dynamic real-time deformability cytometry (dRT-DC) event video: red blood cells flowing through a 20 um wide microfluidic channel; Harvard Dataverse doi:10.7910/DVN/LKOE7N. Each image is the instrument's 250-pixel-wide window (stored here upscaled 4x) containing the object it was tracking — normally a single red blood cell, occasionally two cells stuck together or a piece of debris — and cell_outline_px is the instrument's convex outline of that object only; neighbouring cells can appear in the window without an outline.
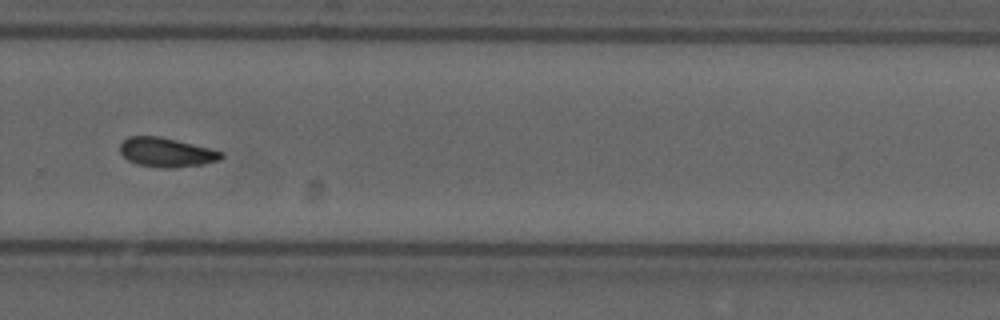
{"species": "common noctule bat (a hibernating species)", "species_latin": "Nyctalus noctula", "temperature_condition": "cold", "stored_images_in_passage": 41, "camera_frame_rate_fps": 3000, "um_per_image_px": 0.085, "animal": {"sex": "male", "forearm_length_mm": 52.5}, "frame": {"image": 1, "passage_image": 24, "time_ms": 7.667, "image_size_px": [1000, 320], "cell_outline_px": [[224, 156], [220, 160], [204, 164], [172, 168], [164, 168], [136, 164], [128, 160], [120, 152], [120, 144], [128, 136], [160, 136], [212, 148], [224, 152]], "centroid_in_image_um": [14.18, 12.94], "position_along_channel_um": 315.6, "area_um2": 17.46}}